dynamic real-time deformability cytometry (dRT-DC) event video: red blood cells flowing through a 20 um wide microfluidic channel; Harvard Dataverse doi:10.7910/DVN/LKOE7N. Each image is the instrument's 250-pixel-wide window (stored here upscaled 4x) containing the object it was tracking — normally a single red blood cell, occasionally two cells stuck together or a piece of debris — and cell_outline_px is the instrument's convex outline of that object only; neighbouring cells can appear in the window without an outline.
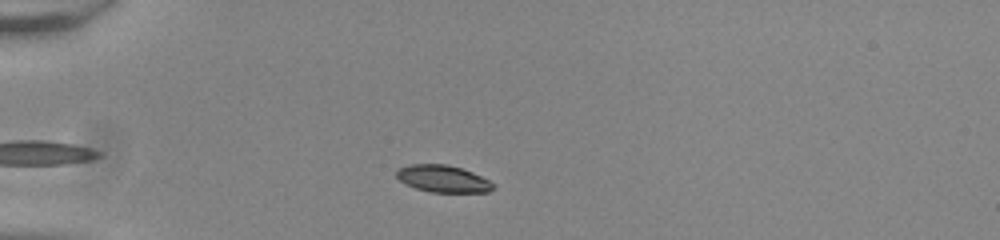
{"species": "common noctule bat (a hibernating species)", "species_latin": "Nyctalus noctula", "temperature_condition": "room temperature", "stored_images_in_passage": 37, "camera_frame_rate_fps": 3000, "um_per_image_px": 0.085, "animal": {"sex": "male", "body_mass_g": 20.0, "forearm_length_mm": 53.3}, "frame": {"image": 1, "passage_image": 2, "time_ms": 0.333, "image_size_px": [1000, 240], "cell_outline_px": [[496, 188], [488, 192], [432, 192], [416, 188], [400, 180], [396, 176], [396, 172], [400, 168], [408, 164], [448, 164], [472, 172], [496, 184]], "centroid_in_image_um": [37.69, 15.19], "position_along_channel_um": 47.3, "area_um2": 15.14}}
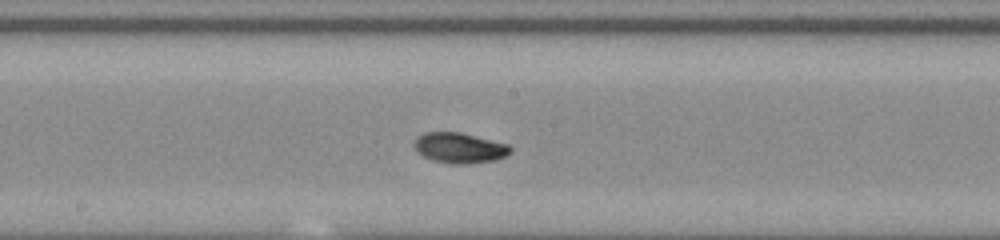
{"frame": {"image": 2, "passage_image": 17, "time_ms": 5.333, "image_size_px": [1000, 240], "cell_outline_px": [[512, 152], [496, 160], [468, 164], [452, 164], [432, 160], [416, 152], [412, 144], [416, 136], [424, 132], [460, 132], [508, 144], [512, 148]], "centroid_in_image_um": [39.02, 12.57], "position_along_channel_um": 209.2, "area_um2": 17.28}}
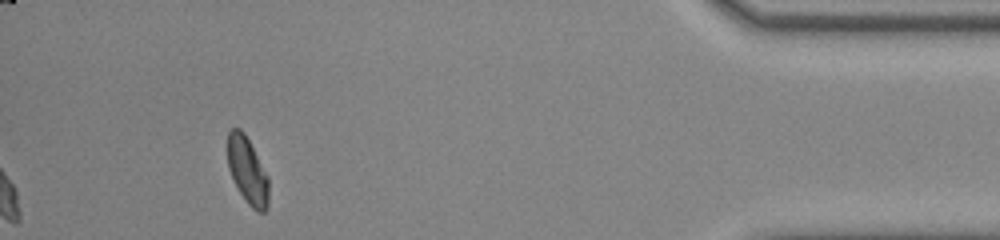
{"frame": {"image": 3, "passage_image": 37, "time_ms": 12.0, "image_size_px": [1000, 240], "cell_outline_px": [[268, 208], [264, 212], [256, 212], [248, 204], [240, 192], [228, 168], [228, 132], [232, 128], [240, 128], [244, 132], [268, 176]], "centroid_in_image_um": [21.04, 14.51], "position_along_channel_um": 414.2, "area_um2": 15.78}, "authors_computed_cell_mechanics": {"area_um2": 16.2418, "velocity_mm_per_s": 3.8396, "shape_relaxation_time_tau1_ms": 2.7767, "shape_relaxation_time_tau2_ms": 2.7189, "deformation_change_tau1": 0.1091, "deformation_change_tau2": 0.0554}}